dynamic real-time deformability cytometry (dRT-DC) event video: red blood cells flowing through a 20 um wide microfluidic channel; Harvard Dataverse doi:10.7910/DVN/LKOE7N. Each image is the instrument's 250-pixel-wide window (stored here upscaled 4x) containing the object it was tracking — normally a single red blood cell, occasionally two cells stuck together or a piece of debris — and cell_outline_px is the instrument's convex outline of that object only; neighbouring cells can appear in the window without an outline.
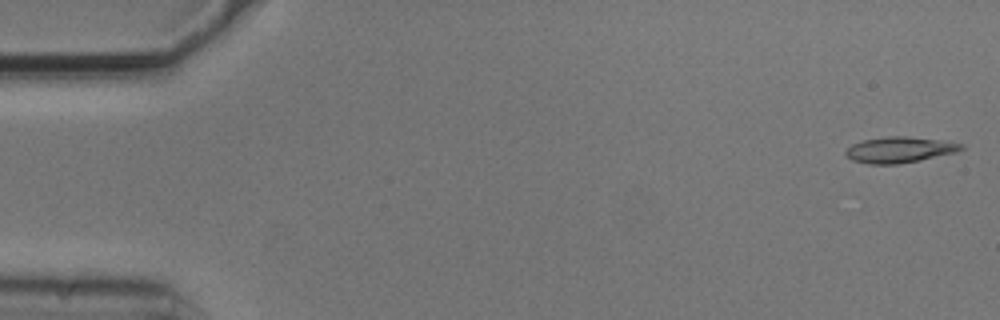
{"species": "common noctule bat (a hibernating species)", "species_latin": "Nyctalus noctula", "temperature_condition": "cold", "stored_images_in_passage": 5, "camera_frame_rate_fps": 3000, "um_per_image_px": 0.085, "animal": {"sex": "male", "body_mass_g": 20.5, "forearm_length_mm": 52.5}, "frame": {"image": 1, "passage_image": 1, "time_ms": 0.0, "image_size_px": [1000, 320], "cell_outline_px": [[964, 148], [956, 152], [920, 160], [896, 164], [868, 164], [852, 160], [844, 152], [852, 144], [864, 140], [888, 136], [908, 136], [940, 140], [964, 144]], "centroid_in_image_um": [76.46, 12.73], "position_along_channel_um": 8.5, "area_um2": 17.28}}
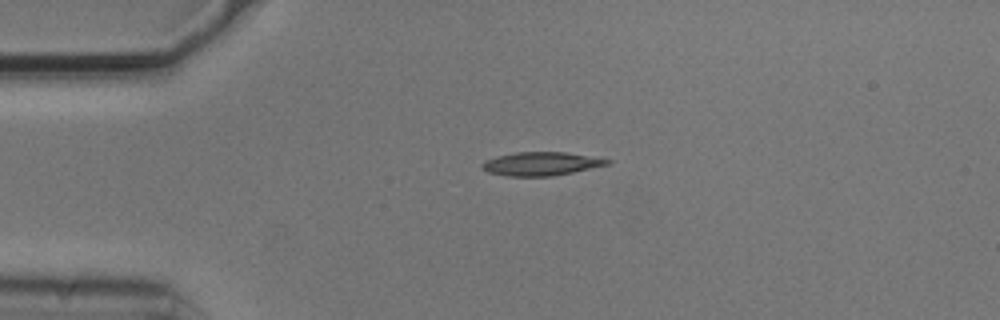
{"frame": {"image": 2, "passage_image": 4, "time_ms": 1.0, "image_size_px": [1000, 320], "cell_outline_px": [[612, 160], [608, 164], [572, 172], [552, 176], [508, 176], [488, 172], [480, 168], [480, 164], [496, 156], [516, 152], [564, 152]], "centroid_in_image_um": [45.93, 13.92], "position_along_channel_um": 39.1, "area_um2": 16.88}}